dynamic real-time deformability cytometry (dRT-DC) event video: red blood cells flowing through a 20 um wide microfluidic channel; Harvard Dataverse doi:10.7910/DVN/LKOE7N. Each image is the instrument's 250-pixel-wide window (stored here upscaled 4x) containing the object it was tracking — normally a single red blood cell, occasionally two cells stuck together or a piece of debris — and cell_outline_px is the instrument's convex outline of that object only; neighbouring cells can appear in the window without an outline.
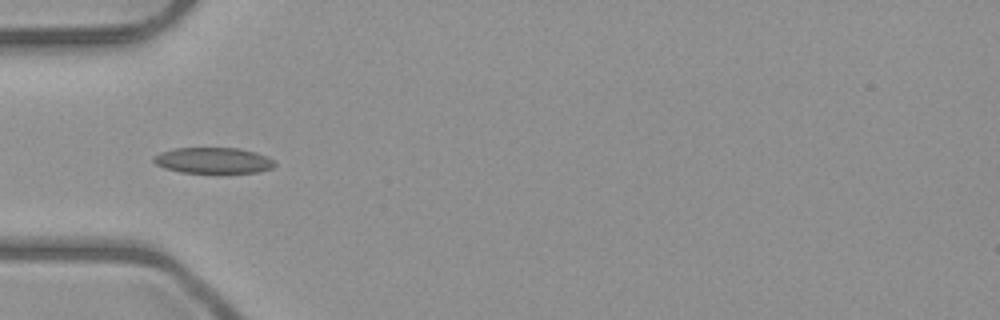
{"species": "common noctule bat (a hibernating species)", "species_latin": "Nyctalus noctula", "temperature_condition": "room temperature", "stored_images_in_passage": 8, "camera_frame_rate_fps": 3000, "um_per_image_px": 0.085, "animal": {"sex": "male", "body_mass_g": 23.1, "forearm_length_mm": 52.7}, "frame": {"image": 1, "passage_image": 4, "time_ms": 3.667, "image_size_px": [1000, 320], "cell_outline_px": [[276, 164], [272, 168], [260, 172], [180, 172], [164, 168], [156, 164], [152, 160], [152, 156], [160, 152], [172, 148], [240, 148], [256, 152], [268, 156]], "centroid_in_image_um": [18.1, 13.62], "position_along_channel_um": 66.9, "area_um2": 18.32}}
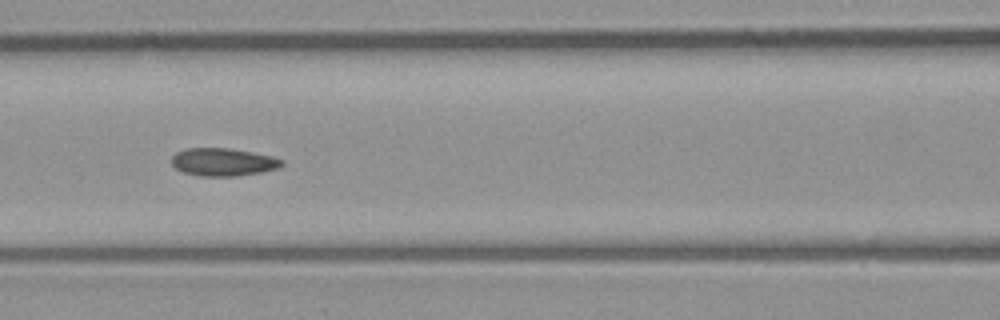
{"frame": {"image": 2, "passage_image": 6, "time_ms": 5.667, "image_size_px": [1000, 320], "cell_outline_px": [[284, 164], [280, 168], [260, 172], [236, 176], [200, 176], [184, 172], [176, 168], [172, 164], [172, 156], [176, 152], [184, 148], [228, 148], [252, 152], [272, 156], [284, 160]], "centroid_in_image_um": [18.98, 13.77], "position_along_channel_um": 147.6, "area_um2": 17.92}}
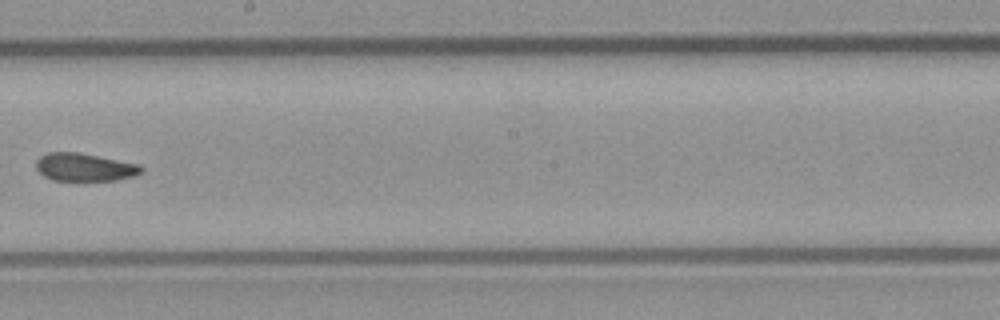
{"frame": {"image": 3, "passage_image": 8, "time_ms": 8.0, "image_size_px": [1000, 320], "cell_outline_px": [[144, 172], [136, 176], [116, 180], [84, 184], [52, 180], [44, 176], [36, 168], [36, 160], [40, 156], [48, 152], [80, 152], [140, 164], [144, 168]], "centroid_in_image_um": [7.23, 14.26], "position_along_channel_um": 241.0, "area_um2": 18.26}}